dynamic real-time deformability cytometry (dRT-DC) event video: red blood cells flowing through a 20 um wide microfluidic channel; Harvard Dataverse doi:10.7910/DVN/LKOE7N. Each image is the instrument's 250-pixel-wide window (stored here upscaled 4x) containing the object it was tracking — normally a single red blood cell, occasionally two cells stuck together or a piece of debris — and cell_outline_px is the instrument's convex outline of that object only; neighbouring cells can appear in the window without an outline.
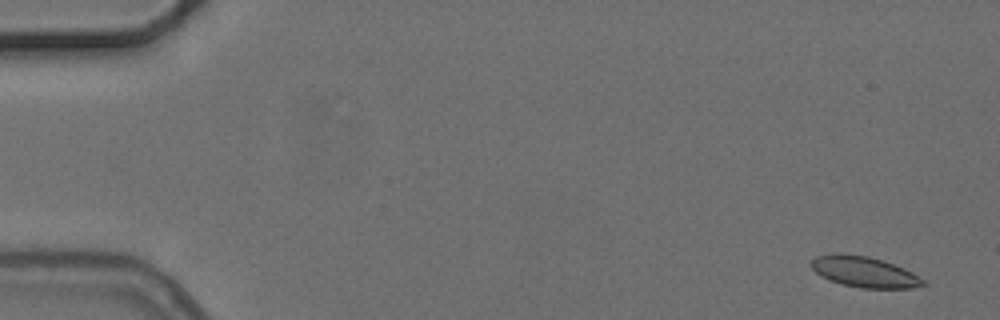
{"species": "common noctule bat (a hibernating species)", "species_latin": "Nyctalus noctula", "temperature_condition": "cold", "stored_images_in_passage": 5, "camera_frame_rate_fps": 3000, "um_per_image_px": 0.085, "animal": {"sex": "female", "body_mass_g": 24.6, "forearm_length_mm": 56.2}, "frame": {"image": 1, "passage_image": 1, "time_ms": 0.0, "image_size_px": [1000, 320], "cell_outline_px": [[924, 284], [912, 288], [860, 288], [828, 280], [820, 276], [808, 264], [816, 256], [832, 252], [844, 252], [868, 256], [904, 268], [924, 280]], "centroid_in_image_um": [73.37, 23.08], "position_along_channel_um": 11.6, "area_um2": 20.11}}
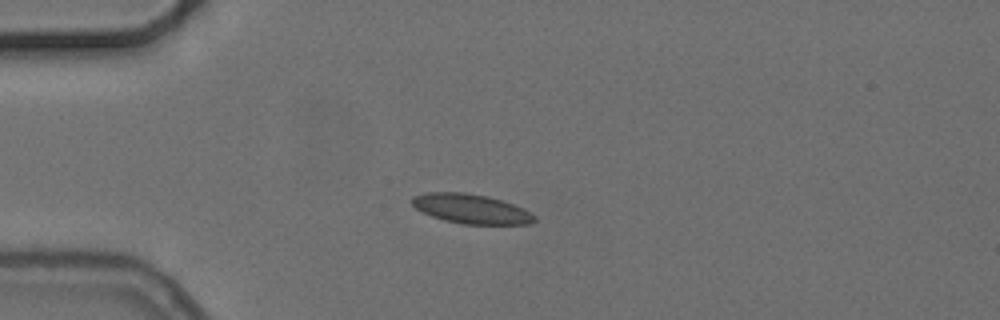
{"frame": {"image": 2, "passage_image": 4, "time_ms": 4.0, "image_size_px": [1000, 320], "cell_outline_px": [[536, 220], [532, 224], [464, 224], [444, 220], [432, 216], [416, 208], [412, 204], [412, 196], [428, 192], [468, 192], [488, 196], [524, 208], [536, 216]], "centroid_in_image_um": [40.07, 17.74], "position_along_channel_um": 44.9, "area_um2": 21.04}}